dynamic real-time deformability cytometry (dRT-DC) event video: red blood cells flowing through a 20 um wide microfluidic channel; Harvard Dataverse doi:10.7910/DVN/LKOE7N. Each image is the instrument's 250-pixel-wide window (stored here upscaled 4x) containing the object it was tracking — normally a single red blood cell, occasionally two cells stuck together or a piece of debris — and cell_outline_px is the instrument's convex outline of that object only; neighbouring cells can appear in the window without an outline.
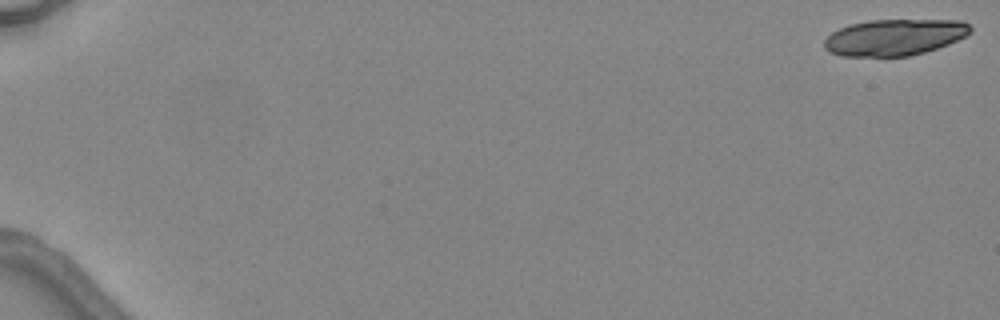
{"species": "common noctule bat (a hibernating species)", "species_latin": "Nyctalus noctula", "temperature_condition": "warm", "stored_images_in_passage": 6, "camera_frame_rate_fps": 3000, "um_per_image_px": 0.085, "animal": {"sex": "female", "body_mass_g": 24.6, "forearm_length_mm": 56.2}, "frame": {"image": 1, "passage_image": 1, "time_ms": 0.0, "image_size_px": [1000, 320], "cell_outline_px": [[972, 32], [948, 44], [924, 52], [908, 56], [840, 56], [828, 52], [824, 48], [824, 40], [832, 32], [848, 24], [868, 20], [960, 20], [968, 24], [972, 28]], "centroid_in_image_um": [76.0, 3.16], "position_along_channel_um": 9.0, "area_um2": 30.98}}